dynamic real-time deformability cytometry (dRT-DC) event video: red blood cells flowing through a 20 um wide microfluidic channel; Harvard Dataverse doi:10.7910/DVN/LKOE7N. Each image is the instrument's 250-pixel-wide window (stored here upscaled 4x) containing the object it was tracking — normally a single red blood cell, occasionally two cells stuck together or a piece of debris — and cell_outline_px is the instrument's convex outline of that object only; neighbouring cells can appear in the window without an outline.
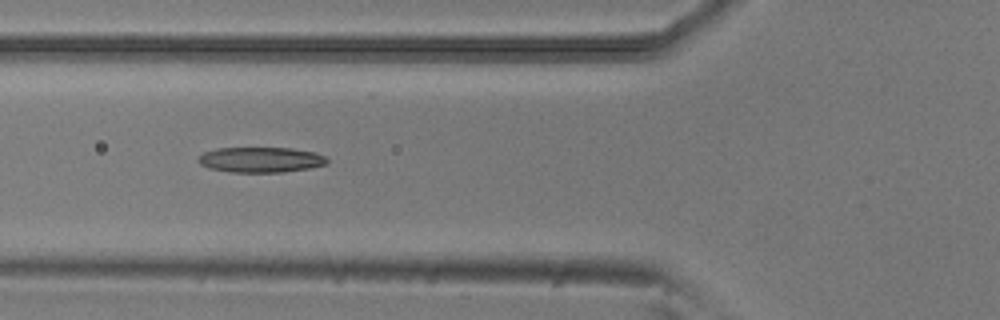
{"species": "common noctule bat (a hibernating species)", "species_latin": "Nyctalus noctula", "temperature_condition": "room temperature", "stored_images_in_passage": 8, "camera_frame_rate_fps": 3000, "um_per_image_px": 0.085, "animal": {"sex": "male", "body_mass_g": 20.5, "forearm_length_mm": 52.5}, "frame": {"image": 1, "passage_image": 6, "time_ms": 1.667, "image_size_px": [1000, 320], "cell_outline_px": [[328, 160], [324, 164], [308, 168], [284, 172], [232, 172], [208, 168], [200, 164], [196, 160], [204, 152], [216, 148], [292, 148], [316, 152], [324, 156]], "centroid_in_image_um": [22.13, 13.57], "position_along_channel_um": 103.7, "area_um2": 18.96}}
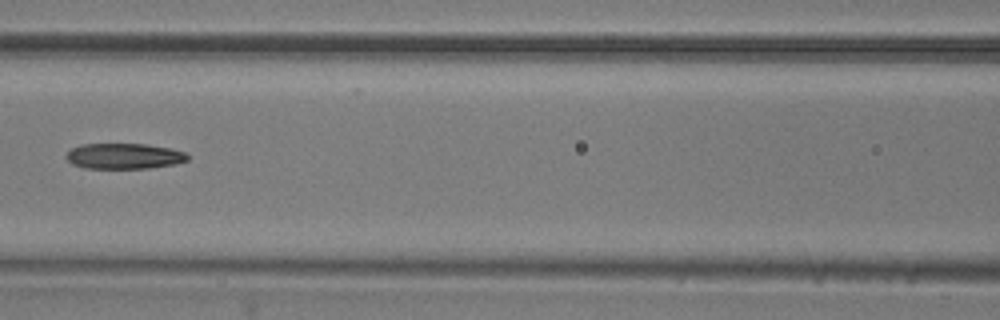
{"frame": {"image": 2, "passage_image": 7, "time_ms": 2.0, "image_size_px": [1000, 320], "cell_outline_px": [[188, 160], [176, 164], [148, 168], [84, 168], [72, 164], [68, 160], [68, 152], [72, 148], [84, 144], [148, 144], [172, 148], [184, 152], [188, 156]], "centroid_in_image_um": [10.59, 13.27], "position_along_channel_um": 156.0, "area_um2": 18.03}}
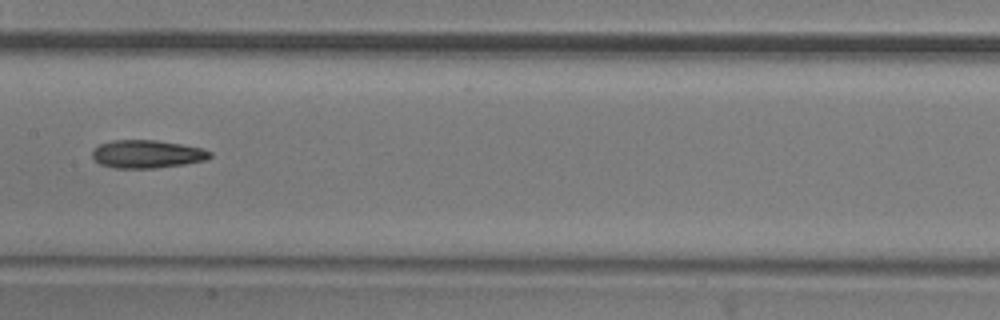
{"frame": {"image": 3, "passage_image": 8, "time_ms": 2.333, "image_size_px": [1000, 320], "cell_outline_px": [[212, 156], [204, 160], [184, 164], [156, 168], [116, 168], [100, 164], [92, 156], [92, 152], [100, 144], [112, 140], [156, 140], [180, 144], [200, 148], [212, 152]], "centroid_in_image_um": [12.49, 13.09], "position_along_channel_um": 194.9, "area_um2": 19.02}}